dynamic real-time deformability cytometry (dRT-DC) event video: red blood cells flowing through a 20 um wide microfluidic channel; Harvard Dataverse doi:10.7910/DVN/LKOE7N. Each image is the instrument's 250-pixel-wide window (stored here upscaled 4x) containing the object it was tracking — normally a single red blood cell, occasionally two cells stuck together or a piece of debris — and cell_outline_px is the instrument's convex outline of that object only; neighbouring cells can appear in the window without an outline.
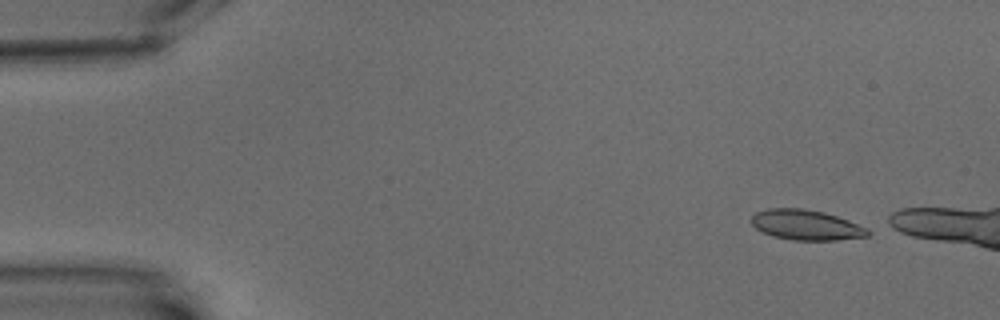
{"species": "common noctule bat (a hibernating species)", "species_latin": "Nyctalus noctula", "temperature_condition": "warm", "stored_images_in_passage": 4, "camera_frame_rate_fps": 3000, "um_per_image_px": 0.085, "animal": {"sex": "male", "body_mass_g": 15.6}, "frame": {"image": 1, "passage_image": 1, "time_ms": 0.0, "image_size_px": [1000, 320], "cell_outline_px": [[872, 232], [868, 236], [836, 240], [792, 240], [772, 236], [756, 228], [752, 224], [752, 216], [756, 212], [768, 208], [804, 208], [824, 212], [848, 220], [868, 228]], "centroid_in_image_um": [68.54, 19.12], "position_along_channel_um": 16.5, "area_um2": 20.52}}